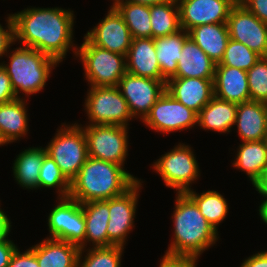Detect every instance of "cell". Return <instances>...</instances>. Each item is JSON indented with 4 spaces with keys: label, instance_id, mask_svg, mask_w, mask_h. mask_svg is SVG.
Here are the masks:
<instances>
[{
    "label": "cell",
    "instance_id": "6da1fadb",
    "mask_svg": "<svg viewBox=\"0 0 267 267\" xmlns=\"http://www.w3.org/2000/svg\"><path fill=\"white\" fill-rule=\"evenodd\" d=\"M14 22L15 42L23 47L33 48L59 63L73 44L74 14L63 8H27L11 15ZM75 47V49H74Z\"/></svg>",
    "mask_w": 267,
    "mask_h": 267
},
{
    "label": "cell",
    "instance_id": "7a4b0ae2",
    "mask_svg": "<svg viewBox=\"0 0 267 267\" xmlns=\"http://www.w3.org/2000/svg\"><path fill=\"white\" fill-rule=\"evenodd\" d=\"M121 165L87 158L70 182L69 197L79 203L107 200L124 194L138 180Z\"/></svg>",
    "mask_w": 267,
    "mask_h": 267
},
{
    "label": "cell",
    "instance_id": "3957f363",
    "mask_svg": "<svg viewBox=\"0 0 267 267\" xmlns=\"http://www.w3.org/2000/svg\"><path fill=\"white\" fill-rule=\"evenodd\" d=\"M172 215L174 237L166 253L199 257L218 240L216 231L203 217L196 203L186 193H176Z\"/></svg>",
    "mask_w": 267,
    "mask_h": 267
},
{
    "label": "cell",
    "instance_id": "277c9868",
    "mask_svg": "<svg viewBox=\"0 0 267 267\" xmlns=\"http://www.w3.org/2000/svg\"><path fill=\"white\" fill-rule=\"evenodd\" d=\"M9 64L0 63L7 72L16 97L24 92L27 97L41 91L48 80L52 68L59 62L38 50L19 47L9 54Z\"/></svg>",
    "mask_w": 267,
    "mask_h": 267
},
{
    "label": "cell",
    "instance_id": "5b68a950",
    "mask_svg": "<svg viewBox=\"0 0 267 267\" xmlns=\"http://www.w3.org/2000/svg\"><path fill=\"white\" fill-rule=\"evenodd\" d=\"M77 56L84 65L90 87L117 86L126 73V56L93 45L85 36L77 47Z\"/></svg>",
    "mask_w": 267,
    "mask_h": 267
},
{
    "label": "cell",
    "instance_id": "8992f818",
    "mask_svg": "<svg viewBox=\"0 0 267 267\" xmlns=\"http://www.w3.org/2000/svg\"><path fill=\"white\" fill-rule=\"evenodd\" d=\"M61 126L45 148L47 155L71 182L88 158L87 140L80 124Z\"/></svg>",
    "mask_w": 267,
    "mask_h": 267
},
{
    "label": "cell",
    "instance_id": "52a82bcc",
    "mask_svg": "<svg viewBox=\"0 0 267 267\" xmlns=\"http://www.w3.org/2000/svg\"><path fill=\"white\" fill-rule=\"evenodd\" d=\"M89 125L127 126L133 119L128 104L117 86L90 87L85 99Z\"/></svg>",
    "mask_w": 267,
    "mask_h": 267
},
{
    "label": "cell",
    "instance_id": "ba28073f",
    "mask_svg": "<svg viewBox=\"0 0 267 267\" xmlns=\"http://www.w3.org/2000/svg\"><path fill=\"white\" fill-rule=\"evenodd\" d=\"M154 170L160 174L167 187L177 193H186L192 182L200 175L196 157L189 145L179 143L161 156L154 164Z\"/></svg>",
    "mask_w": 267,
    "mask_h": 267
},
{
    "label": "cell",
    "instance_id": "9c48e42d",
    "mask_svg": "<svg viewBox=\"0 0 267 267\" xmlns=\"http://www.w3.org/2000/svg\"><path fill=\"white\" fill-rule=\"evenodd\" d=\"M127 126L86 125L83 130L87 140L88 156L124 166L128 155Z\"/></svg>",
    "mask_w": 267,
    "mask_h": 267
},
{
    "label": "cell",
    "instance_id": "30bf717a",
    "mask_svg": "<svg viewBox=\"0 0 267 267\" xmlns=\"http://www.w3.org/2000/svg\"><path fill=\"white\" fill-rule=\"evenodd\" d=\"M157 132L170 133L198 125V114L165 91L142 121Z\"/></svg>",
    "mask_w": 267,
    "mask_h": 267
},
{
    "label": "cell",
    "instance_id": "8fae6325",
    "mask_svg": "<svg viewBox=\"0 0 267 267\" xmlns=\"http://www.w3.org/2000/svg\"><path fill=\"white\" fill-rule=\"evenodd\" d=\"M58 199L60 202L48 216L47 224L51 238L80 247L85 241L86 233L82 205L70 197Z\"/></svg>",
    "mask_w": 267,
    "mask_h": 267
},
{
    "label": "cell",
    "instance_id": "7c38bea8",
    "mask_svg": "<svg viewBox=\"0 0 267 267\" xmlns=\"http://www.w3.org/2000/svg\"><path fill=\"white\" fill-rule=\"evenodd\" d=\"M117 87L126 100L133 118L138 116L143 120L166 91V82L126 72Z\"/></svg>",
    "mask_w": 267,
    "mask_h": 267
},
{
    "label": "cell",
    "instance_id": "4fadbf2b",
    "mask_svg": "<svg viewBox=\"0 0 267 267\" xmlns=\"http://www.w3.org/2000/svg\"><path fill=\"white\" fill-rule=\"evenodd\" d=\"M138 180L124 194L109 199V221L107 226L108 247H124L126 239L134 227L139 190L142 187Z\"/></svg>",
    "mask_w": 267,
    "mask_h": 267
},
{
    "label": "cell",
    "instance_id": "5bb4252c",
    "mask_svg": "<svg viewBox=\"0 0 267 267\" xmlns=\"http://www.w3.org/2000/svg\"><path fill=\"white\" fill-rule=\"evenodd\" d=\"M230 39L243 43L261 57H267V24L243 5H235L227 19Z\"/></svg>",
    "mask_w": 267,
    "mask_h": 267
},
{
    "label": "cell",
    "instance_id": "9a60e30c",
    "mask_svg": "<svg viewBox=\"0 0 267 267\" xmlns=\"http://www.w3.org/2000/svg\"><path fill=\"white\" fill-rule=\"evenodd\" d=\"M180 27L185 31L206 24L226 23L235 4L231 0H177Z\"/></svg>",
    "mask_w": 267,
    "mask_h": 267
},
{
    "label": "cell",
    "instance_id": "2e32d148",
    "mask_svg": "<svg viewBox=\"0 0 267 267\" xmlns=\"http://www.w3.org/2000/svg\"><path fill=\"white\" fill-rule=\"evenodd\" d=\"M93 45L127 56L132 36L123 17L112 5L97 26L84 35Z\"/></svg>",
    "mask_w": 267,
    "mask_h": 267
},
{
    "label": "cell",
    "instance_id": "e0dca14e",
    "mask_svg": "<svg viewBox=\"0 0 267 267\" xmlns=\"http://www.w3.org/2000/svg\"><path fill=\"white\" fill-rule=\"evenodd\" d=\"M166 91L177 101L199 114L214 97V79L171 78L166 82Z\"/></svg>",
    "mask_w": 267,
    "mask_h": 267
},
{
    "label": "cell",
    "instance_id": "ac0fdd59",
    "mask_svg": "<svg viewBox=\"0 0 267 267\" xmlns=\"http://www.w3.org/2000/svg\"><path fill=\"white\" fill-rule=\"evenodd\" d=\"M234 125L242 142L267 139V103L250 100L238 104Z\"/></svg>",
    "mask_w": 267,
    "mask_h": 267
},
{
    "label": "cell",
    "instance_id": "d6986e66",
    "mask_svg": "<svg viewBox=\"0 0 267 267\" xmlns=\"http://www.w3.org/2000/svg\"><path fill=\"white\" fill-rule=\"evenodd\" d=\"M153 38L132 39L126 56V72L166 82L161 74Z\"/></svg>",
    "mask_w": 267,
    "mask_h": 267
},
{
    "label": "cell",
    "instance_id": "ffe728a7",
    "mask_svg": "<svg viewBox=\"0 0 267 267\" xmlns=\"http://www.w3.org/2000/svg\"><path fill=\"white\" fill-rule=\"evenodd\" d=\"M214 96L236 104L250 101L247 71L228 66H216Z\"/></svg>",
    "mask_w": 267,
    "mask_h": 267
},
{
    "label": "cell",
    "instance_id": "44dd1931",
    "mask_svg": "<svg viewBox=\"0 0 267 267\" xmlns=\"http://www.w3.org/2000/svg\"><path fill=\"white\" fill-rule=\"evenodd\" d=\"M39 267H76L80 248L63 240L47 237L29 248Z\"/></svg>",
    "mask_w": 267,
    "mask_h": 267
},
{
    "label": "cell",
    "instance_id": "7402d4cb",
    "mask_svg": "<svg viewBox=\"0 0 267 267\" xmlns=\"http://www.w3.org/2000/svg\"><path fill=\"white\" fill-rule=\"evenodd\" d=\"M85 218V241L79 247L83 250L87 242L93 247H108L107 226L109 221V199L82 203Z\"/></svg>",
    "mask_w": 267,
    "mask_h": 267
},
{
    "label": "cell",
    "instance_id": "603a6c76",
    "mask_svg": "<svg viewBox=\"0 0 267 267\" xmlns=\"http://www.w3.org/2000/svg\"><path fill=\"white\" fill-rule=\"evenodd\" d=\"M189 38L215 63L223 59L230 39L226 23L206 24L188 31Z\"/></svg>",
    "mask_w": 267,
    "mask_h": 267
},
{
    "label": "cell",
    "instance_id": "cb8c5ba5",
    "mask_svg": "<svg viewBox=\"0 0 267 267\" xmlns=\"http://www.w3.org/2000/svg\"><path fill=\"white\" fill-rule=\"evenodd\" d=\"M181 54L177 73L173 78H215L216 64L190 38L184 42Z\"/></svg>",
    "mask_w": 267,
    "mask_h": 267
},
{
    "label": "cell",
    "instance_id": "d4e9b609",
    "mask_svg": "<svg viewBox=\"0 0 267 267\" xmlns=\"http://www.w3.org/2000/svg\"><path fill=\"white\" fill-rule=\"evenodd\" d=\"M25 99L17 98L0 104V135L6 144L28 133V114Z\"/></svg>",
    "mask_w": 267,
    "mask_h": 267
},
{
    "label": "cell",
    "instance_id": "484cf974",
    "mask_svg": "<svg viewBox=\"0 0 267 267\" xmlns=\"http://www.w3.org/2000/svg\"><path fill=\"white\" fill-rule=\"evenodd\" d=\"M188 38L189 33L183 29L172 35L154 38L160 71L166 82L176 75L177 63L182 57L183 45Z\"/></svg>",
    "mask_w": 267,
    "mask_h": 267
},
{
    "label": "cell",
    "instance_id": "4316f807",
    "mask_svg": "<svg viewBox=\"0 0 267 267\" xmlns=\"http://www.w3.org/2000/svg\"><path fill=\"white\" fill-rule=\"evenodd\" d=\"M238 104L213 97L198 114V126L204 130L227 133L235 124Z\"/></svg>",
    "mask_w": 267,
    "mask_h": 267
},
{
    "label": "cell",
    "instance_id": "83f0119b",
    "mask_svg": "<svg viewBox=\"0 0 267 267\" xmlns=\"http://www.w3.org/2000/svg\"><path fill=\"white\" fill-rule=\"evenodd\" d=\"M46 148L30 147L22 151L14 160L13 175L16 182L25 189H38L40 168Z\"/></svg>",
    "mask_w": 267,
    "mask_h": 267
},
{
    "label": "cell",
    "instance_id": "f1b7e54d",
    "mask_svg": "<svg viewBox=\"0 0 267 267\" xmlns=\"http://www.w3.org/2000/svg\"><path fill=\"white\" fill-rule=\"evenodd\" d=\"M237 149V157L232 164L246 172L253 185L267 166V139L242 142Z\"/></svg>",
    "mask_w": 267,
    "mask_h": 267
},
{
    "label": "cell",
    "instance_id": "f546056e",
    "mask_svg": "<svg viewBox=\"0 0 267 267\" xmlns=\"http://www.w3.org/2000/svg\"><path fill=\"white\" fill-rule=\"evenodd\" d=\"M135 38H152L150 6L129 2H113Z\"/></svg>",
    "mask_w": 267,
    "mask_h": 267
},
{
    "label": "cell",
    "instance_id": "4dcf8cb0",
    "mask_svg": "<svg viewBox=\"0 0 267 267\" xmlns=\"http://www.w3.org/2000/svg\"><path fill=\"white\" fill-rule=\"evenodd\" d=\"M152 38L172 35L181 30L177 0L150 6Z\"/></svg>",
    "mask_w": 267,
    "mask_h": 267
},
{
    "label": "cell",
    "instance_id": "1f68e13d",
    "mask_svg": "<svg viewBox=\"0 0 267 267\" xmlns=\"http://www.w3.org/2000/svg\"><path fill=\"white\" fill-rule=\"evenodd\" d=\"M186 194L196 203L201 215L217 231V225L226 218L229 209L224 196L211 190L197 194L193 189L188 190Z\"/></svg>",
    "mask_w": 267,
    "mask_h": 267
},
{
    "label": "cell",
    "instance_id": "d6a6232c",
    "mask_svg": "<svg viewBox=\"0 0 267 267\" xmlns=\"http://www.w3.org/2000/svg\"><path fill=\"white\" fill-rule=\"evenodd\" d=\"M84 250L79 251L76 267H121L124 247H91L86 250V256L82 257Z\"/></svg>",
    "mask_w": 267,
    "mask_h": 267
},
{
    "label": "cell",
    "instance_id": "836d02e7",
    "mask_svg": "<svg viewBox=\"0 0 267 267\" xmlns=\"http://www.w3.org/2000/svg\"><path fill=\"white\" fill-rule=\"evenodd\" d=\"M260 58V55L243 43L229 39L223 59L216 66H228L248 71Z\"/></svg>",
    "mask_w": 267,
    "mask_h": 267
},
{
    "label": "cell",
    "instance_id": "e575fe53",
    "mask_svg": "<svg viewBox=\"0 0 267 267\" xmlns=\"http://www.w3.org/2000/svg\"><path fill=\"white\" fill-rule=\"evenodd\" d=\"M58 188L59 198L69 197L70 181L61 172L59 166L49 156L45 155L40 168L38 189Z\"/></svg>",
    "mask_w": 267,
    "mask_h": 267
},
{
    "label": "cell",
    "instance_id": "d590c367",
    "mask_svg": "<svg viewBox=\"0 0 267 267\" xmlns=\"http://www.w3.org/2000/svg\"><path fill=\"white\" fill-rule=\"evenodd\" d=\"M247 78L250 100L267 103V57H261L247 71Z\"/></svg>",
    "mask_w": 267,
    "mask_h": 267
},
{
    "label": "cell",
    "instance_id": "8d00e7d4",
    "mask_svg": "<svg viewBox=\"0 0 267 267\" xmlns=\"http://www.w3.org/2000/svg\"><path fill=\"white\" fill-rule=\"evenodd\" d=\"M198 258L190 255H173L165 252L159 267H196Z\"/></svg>",
    "mask_w": 267,
    "mask_h": 267
},
{
    "label": "cell",
    "instance_id": "74e56055",
    "mask_svg": "<svg viewBox=\"0 0 267 267\" xmlns=\"http://www.w3.org/2000/svg\"><path fill=\"white\" fill-rule=\"evenodd\" d=\"M7 29L0 24V58L5 56L11 44L15 43L14 22L11 14L7 17Z\"/></svg>",
    "mask_w": 267,
    "mask_h": 267
},
{
    "label": "cell",
    "instance_id": "f35d334b",
    "mask_svg": "<svg viewBox=\"0 0 267 267\" xmlns=\"http://www.w3.org/2000/svg\"><path fill=\"white\" fill-rule=\"evenodd\" d=\"M7 267H39V265L36 255L30 249L20 253V250L17 248Z\"/></svg>",
    "mask_w": 267,
    "mask_h": 267
},
{
    "label": "cell",
    "instance_id": "ab89813d",
    "mask_svg": "<svg viewBox=\"0 0 267 267\" xmlns=\"http://www.w3.org/2000/svg\"><path fill=\"white\" fill-rule=\"evenodd\" d=\"M17 99L11 80L0 64V104L8 103Z\"/></svg>",
    "mask_w": 267,
    "mask_h": 267
},
{
    "label": "cell",
    "instance_id": "60d3db41",
    "mask_svg": "<svg viewBox=\"0 0 267 267\" xmlns=\"http://www.w3.org/2000/svg\"><path fill=\"white\" fill-rule=\"evenodd\" d=\"M241 5L267 24V0H245Z\"/></svg>",
    "mask_w": 267,
    "mask_h": 267
},
{
    "label": "cell",
    "instance_id": "b9f144b4",
    "mask_svg": "<svg viewBox=\"0 0 267 267\" xmlns=\"http://www.w3.org/2000/svg\"><path fill=\"white\" fill-rule=\"evenodd\" d=\"M16 249L17 246L8 237L3 242H0V267H7L9 265Z\"/></svg>",
    "mask_w": 267,
    "mask_h": 267
},
{
    "label": "cell",
    "instance_id": "7bdbcfd3",
    "mask_svg": "<svg viewBox=\"0 0 267 267\" xmlns=\"http://www.w3.org/2000/svg\"><path fill=\"white\" fill-rule=\"evenodd\" d=\"M240 267H267V250L248 257Z\"/></svg>",
    "mask_w": 267,
    "mask_h": 267
},
{
    "label": "cell",
    "instance_id": "ee69618b",
    "mask_svg": "<svg viewBox=\"0 0 267 267\" xmlns=\"http://www.w3.org/2000/svg\"><path fill=\"white\" fill-rule=\"evenodd\" d=\"M253 186L258 193L266 198L261 202V205L259 206L260 208L265 202H267V166L263 169L261 176L255 181Z\"/></svg>",
    "mask_w": 267,
    "mask_h": 267
},
{
    "label": "cell",
    "instance_id": "f6af8a7d",
    "mask_svg": "<svg viewBox=\"0 0 267 267\" xmlns=\"http://www.w3.org/2000/svg\"><path fill=\"white\" fill-rule=\"evenodd\" d=\"M10 219L4 211H0V242H3L9 235L11 229Z\"/></svg>",
    "mask_w": 267,
    "mask_h": 267
},
{
    "label": "cell",
    "instance_id": "bcb514c9",
    "mask_svg": "<svg viewBox=\"0 0 267 267\" xmlns=\"http://www.w3.org/2000/svg\"><path fill=\"white\" fill-rule=\"evenodd\" d=\"M170 0H113V2H129V3H136V4H143V5H155L164 3Z\"/></svg>",
    "mask_w": 267,
    "mask_h": 267
},
{
    "label": "cell",
    "instance_id": "7dc6e473",
    "mask_svg": "<svg viewBox=\"0 0 267 267\" xmlns=\"http://www.w3.org/2000/svg\"><path fill=\"white\" fill-rule=\"evenodd\" d=\"M259 215L261 217V220L267 225V202H265L260 208H259Z\"/></svg>",
    "mask_w": 267,
    "mask_h": 267
},
{
    "label": "cell",
    "instance_id": "c3c4849f",
    "mask_svg": "<svg viewBox=\"0 0 267 267\" xmlns=\"http://www.w3.org/2000/svg\"><path fill=\"white\" fill-rule=\"evenodd\" d=\"M235 5L242 4L245 0H231Z\"/></svg>",
    "mask_w": 267,
    "mask_h": 267
},
{
    "label": "cell",
    "instance_id": "681fc988",
    "mask_svg": "<svg viewBox=\"0 0 267 267\" xmlns=\"http://www.w3.org/2000/svg\"><path fill=\"white\" fill-rule=\"evenodd\" d=\"M4 144H6L5 142H4V140L2 139V137H1V135H0V146L2 145H4Z\"/></svg>",
    "mask_w": 267,
    "mask_h": 267
}]
</instances>
